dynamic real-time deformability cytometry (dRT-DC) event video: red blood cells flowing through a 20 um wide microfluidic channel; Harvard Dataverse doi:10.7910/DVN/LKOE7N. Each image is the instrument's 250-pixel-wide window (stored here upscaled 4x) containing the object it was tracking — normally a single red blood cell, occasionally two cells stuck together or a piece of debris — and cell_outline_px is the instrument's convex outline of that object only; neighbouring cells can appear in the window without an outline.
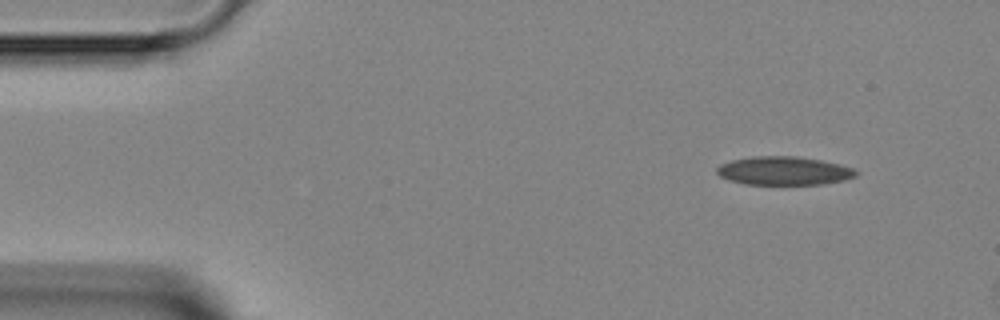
{"species": "Egyptian fruit bat (a non-hibernating species)", "species_latin": "Rousettus aegyptiacus", "temperature_condition": "room temperature", "stored_images_in_passage": 3, "camera_frame_rate_fps": 3000, "um_per_image_px": 0.085, "animal": {"sex": "female"}, "frame": {"image": 1, "passage_image": 1, "time_ms": 0.0, "image_size_px": [1000, 320], "cell_outline_px": [[856, 176], [844, 180], [824, 184], [744, 184], [728, 180], [720, 176], [716, 172], [716, 168], [720, 164], [732, 160], [752, 156], [796, 156], [820, 160], [840, 164], [852, 168], [856, 172]], "centroid_in_image_um": [66.6, 14.52], "position_along_channel_um": 18.4, "area_um2": 23.06}}